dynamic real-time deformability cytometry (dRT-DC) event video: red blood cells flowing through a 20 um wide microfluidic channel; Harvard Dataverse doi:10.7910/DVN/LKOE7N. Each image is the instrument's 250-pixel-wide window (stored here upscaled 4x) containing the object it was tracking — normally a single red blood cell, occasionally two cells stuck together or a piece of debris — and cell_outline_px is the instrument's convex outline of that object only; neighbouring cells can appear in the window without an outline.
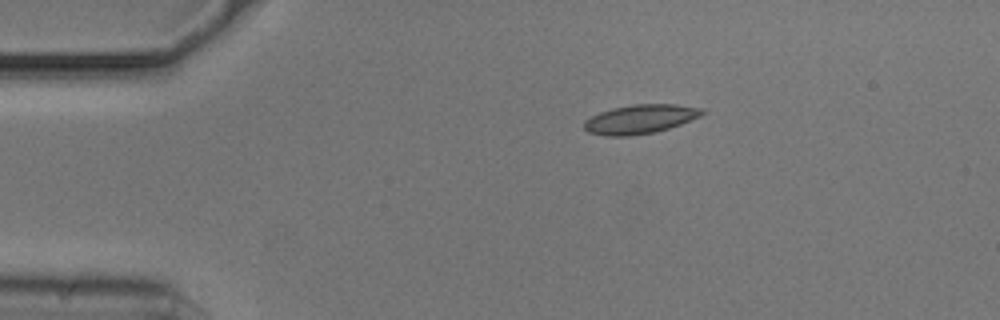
{"species": "common noctule bat (a hibernating species)", "species_latin": "Nyctalus noctula", "temperature_condition": "cold", "stored_images_in_passage": 27, "camera_frame_rate_fps": 3000, "um_per_image_px": 0.085, "animal": {"sex": "male", "body_mass_g": 20.5, "forearm_length_mm": 52.5}, "frame": {"image": 1, "passage_image": 1, "time_ms": 0.0, "image_size_px": [1000, 320], "cell_outline_px": [[708, 112], [700, 116], [680, 124], [668, 128], [652, 132], [632, 136], [604, 136], [588, 132], [584, 128], [584, 120], [600, 112], [612, 108], [632, 104], [676, 104], [704, 108]], "centroid_in_image_um": [54.42, 10.12], "position_along_channel_um": 30.6, "area_um2": 20.06}}
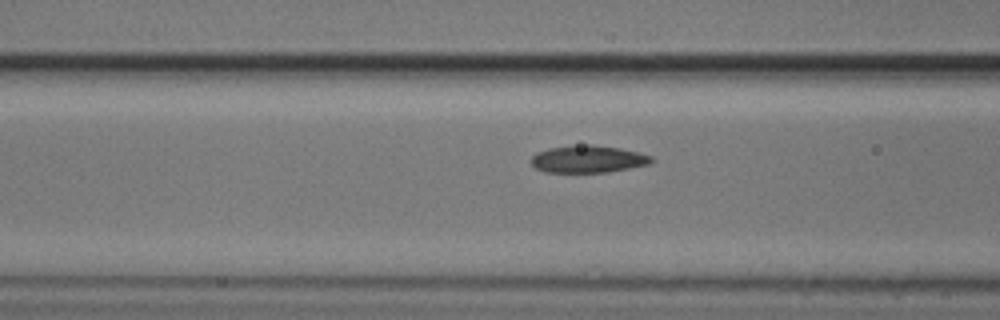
{"frame": {"image": 2, "passage_image": 12, "time_ms": 3.667, "image_size_px": [1000, 320], "cell_outline_px": [[656, 160], [648, 164], [608, 172], [544, 172], [536, 168], [532, 164], [532, 156], [536, 152], [548, 148], [588, 144], [592, 144], [620, 148], [652, 156]], "centroid_in_image_um": [49.98, 13.52], "position_along_channel_um": 116.6, "area_um2": 19.02}}
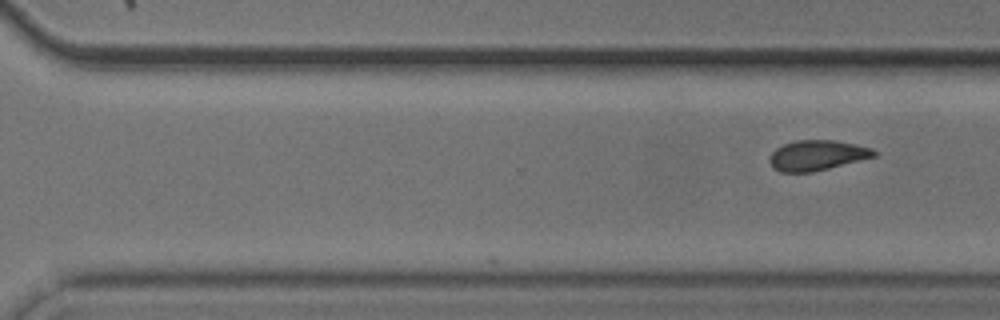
{"frame": {"image": 3, "passage_image": 27, "time_ms": 8.667, "image_size_px": [1000, 320], "cell_outline_px": [[876, 156], [812, 172], [780, 172], [772, 168], [768, 160], [772, 152], [776, 148], [784, 144], [796, 140], [832, 140], [856, 144], [872, 148], [876, 152]], "centroid_in_image_um": [69.41, 13.2], "position_along_channel_um": 301.2, "area_um2": 18.32}}